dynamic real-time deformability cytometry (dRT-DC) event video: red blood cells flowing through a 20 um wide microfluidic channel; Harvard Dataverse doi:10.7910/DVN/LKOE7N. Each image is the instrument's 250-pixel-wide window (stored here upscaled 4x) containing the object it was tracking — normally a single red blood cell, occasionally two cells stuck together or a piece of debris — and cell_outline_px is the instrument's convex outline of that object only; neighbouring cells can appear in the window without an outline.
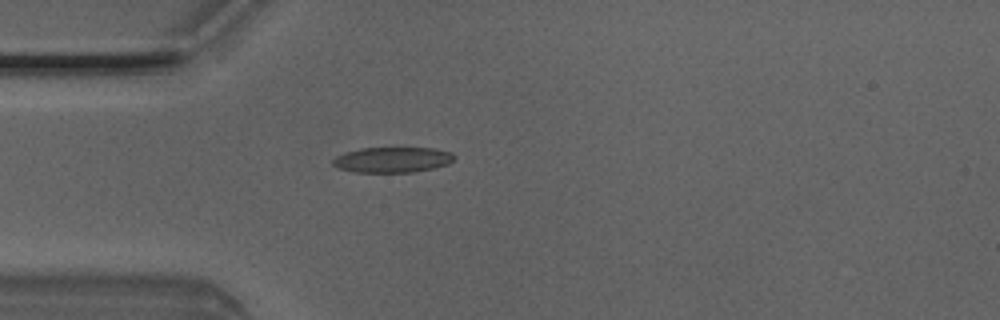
{"species": "Egyptian fruit bat (a non-hibernating species)", "species_latin": "Rousettus aegyptiacus", "temperature_condition": "room temperature", "stored_images_in_passage": 4, "camera_frame_rate_fps": 3000, "um_per_image_px": 0.085, "animal": {"sex": "male"}, "frame": {"image": 1, "passage_image": 4, "time_ms": 1.0, "image_size_px": [1000, 320], "cell_outline_px": [[456, 156], [448, 164], [432, 168], [412, 172], [352, 172], [340, 168], [332, 164], [332, 160], [336, 156], [344, 152], [360, 148], [436, 148], [452, 152]], "centroid_in_image_um": [33.35, 13.57], "position_along_channel_um": 51.6, "area_um2": 18.03}}